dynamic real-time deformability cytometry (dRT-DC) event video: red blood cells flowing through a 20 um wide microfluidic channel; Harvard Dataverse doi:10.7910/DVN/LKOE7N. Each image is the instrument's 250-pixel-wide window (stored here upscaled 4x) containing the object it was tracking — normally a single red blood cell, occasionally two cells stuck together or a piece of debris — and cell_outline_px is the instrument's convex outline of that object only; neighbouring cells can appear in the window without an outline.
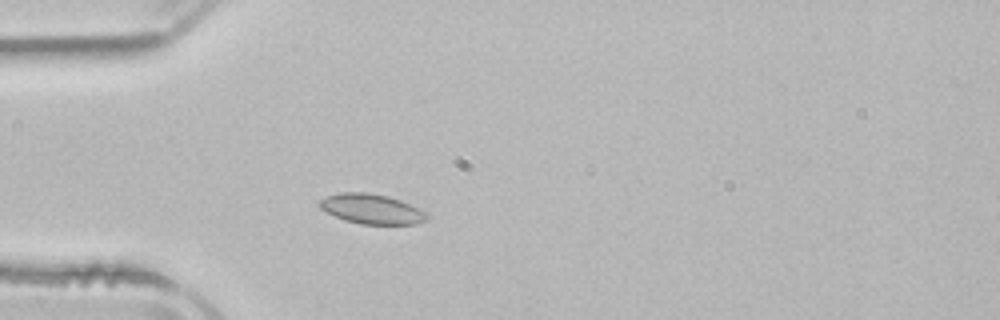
{"species": "common noctule bat (a hibernating species)", "species_latin": "Nyctalus noctula", "temperature_condition": "room temperature", "stored_images_in_passage": 1, "camera_frame_rate_fps": 3000, "um_per_image_px": 0.085, "animal": {"sex": "male", "body_mass_g": 21.5, "forearm_length_mm": 52.0}, "frame": {"image": 1, "passage_image": 1, "time_ms": 0.0, "image_size_px": [1000, 320], "cell_outline_px": [[428, 216], [424, 220], [416, 224], [360, 224], [344, 220], [320, 208], [316, 204], [320, 200], [328, 196], [340, 192], [364, 192], [388, 196], [400, 200], [424, 212]], "centroid_in_image_um": [31.53, 17.76], "position_along_channel_um": 53.5, "area_um2": 18.38}}